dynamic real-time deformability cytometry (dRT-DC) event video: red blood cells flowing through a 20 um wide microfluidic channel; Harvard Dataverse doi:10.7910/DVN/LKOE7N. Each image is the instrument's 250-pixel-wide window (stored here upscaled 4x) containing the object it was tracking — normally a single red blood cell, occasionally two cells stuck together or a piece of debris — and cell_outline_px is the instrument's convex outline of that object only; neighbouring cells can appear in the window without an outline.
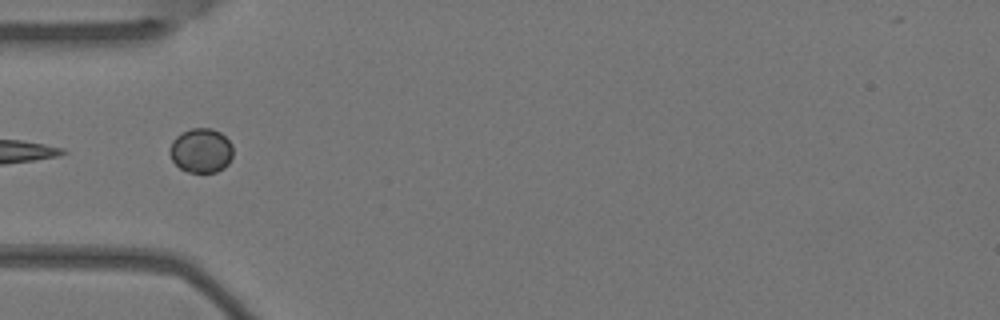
{"species": "Egyptian fruit bat (a non-hibernating species)", "species_latin": "Rousettus aegyptiacus", "temperature_condition": "warm", "stored_images_in_passage": 6, "camera_frame_rate_fps": 3000, "um_per_image_px": 0.085, "animal": {"sex": "female"}, "frame": {"image": 1, "passage_image": 5, "time_ms": 1.333, "image_size_px": [1000, 320], "cell_outline_px": [[232, 156], [228, 164], [224, 168], [216, 172], [188, 172], [180, 168], [172, 160], [168, 152], [172, 140], [180, 132], [192, 128], [212, 128], [220, 132], [232, 144]], "centroid_in_image_um": [17.07, 12.79], "position_along_channel_um": 67.9, "area_um2": 16.53}}
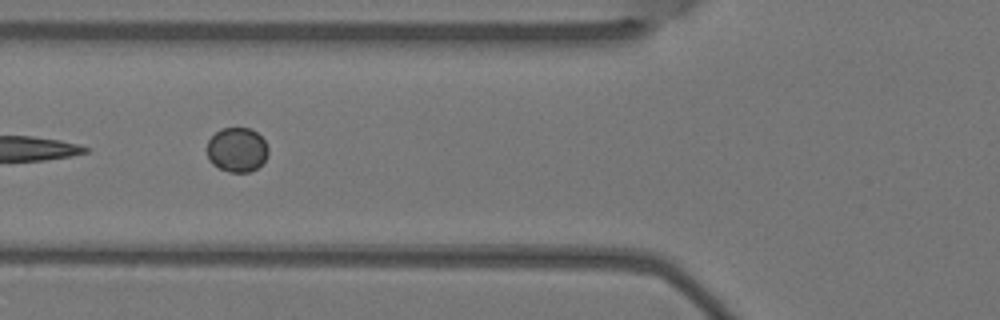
{"frame": {"image": 2, "passage_image": 6, "time_ms": 1.667, "image_size_px": [1000, 320], "cell_outline_px": [[268, 156], [256, 168], [248, 172], [228, 172], [212, 164], [208, 160], [208, 140], [220, 128], [252, 128], [264, 140], [268, 148]], "centroid_in_image_um": [20.14, 12.72], "position_along_channel_um": 105.7, "area_um2": 15.84}}